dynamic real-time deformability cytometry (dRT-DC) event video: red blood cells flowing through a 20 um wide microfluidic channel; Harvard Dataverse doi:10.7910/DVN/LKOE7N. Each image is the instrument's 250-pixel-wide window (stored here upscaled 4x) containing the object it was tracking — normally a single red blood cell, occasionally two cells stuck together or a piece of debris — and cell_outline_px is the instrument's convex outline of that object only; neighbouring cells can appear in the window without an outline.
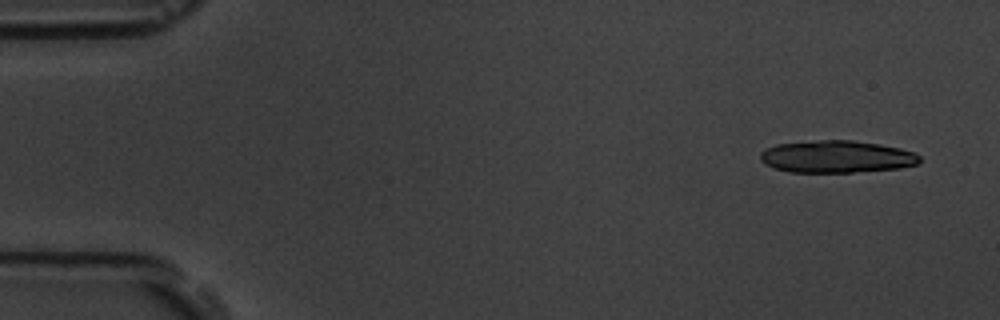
{"species": "common noctule bat (a hibernating species)", "species_latin": "Nyctalus noctula", "temperature_condition": "room temperature", "stored_images_in_passage": 3, "camera_frame_rate_fps": 3000, "um_per_image_px": 0.085, "animal": {"sex": "male", "body_mass_g": 19.5, "forearm_length_mm": 54.6}, "frame": {"image": 1, "passage_image": 1, "time_ms": 0.0, "image_size_px": [1000, 320], "cell_outline_px": [[920, 160], [916, 164], [900, 168], [852, 172], [788, 172], [772, 168], [764, 164], [760, 160], [760, 152], [764, 148], [776, 144], [820, 140], [852, 140], [880, 144], [900, 148], [916, 152], [920, 156]], "centroid_in_image_um": [71.07, 13.31], "position_along_channel_um": 13.9, "area_um2": 30.17}}